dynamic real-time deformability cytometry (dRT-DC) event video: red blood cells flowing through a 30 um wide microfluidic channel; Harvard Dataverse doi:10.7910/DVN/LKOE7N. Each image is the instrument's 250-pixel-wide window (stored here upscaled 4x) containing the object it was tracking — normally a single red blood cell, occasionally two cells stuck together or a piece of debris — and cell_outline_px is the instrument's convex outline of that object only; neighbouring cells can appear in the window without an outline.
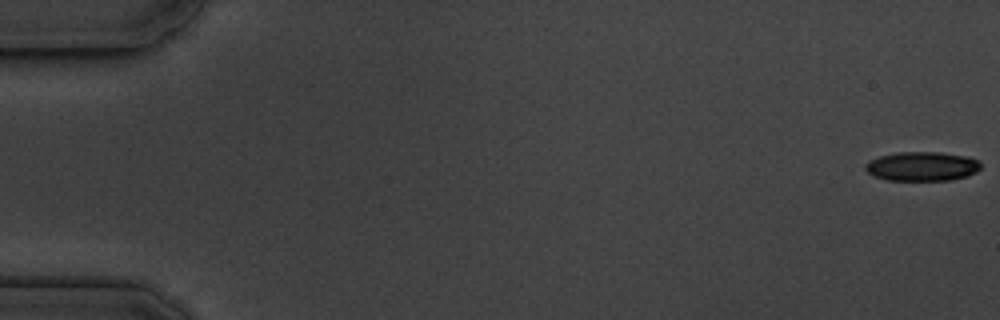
{"species": "common noctule bat (a hibernating species)", "species_latin": "Nyctalus noctula", "temperature_condition": "cold", "stored_images_in_passage": 56, "camera_frame_rate_fps": 3000, "um_per_image_px": 0.085, "animal": {"sex": "male", "body_mass_g": 19.5, "forearm_length_mm": 54.6}, "frame": {"image": 1, "passage_image": 1, "time_ms": 0.0, "image_size_px": [1000, 320], "cell_outline_px": [[980, 168], [976, 172], [968, 176], [952, 180], [888, 180], [872, 176], [864, 168], [864, 164], [868, 160], [880, 156], [896, 152], [936, 152], [964, 156], [976, 160], [980, 164]], "centroid_in_image_um": [78.32, 14.14], "position_along_channel_um": 6.7, "area_um2": 19.65}}
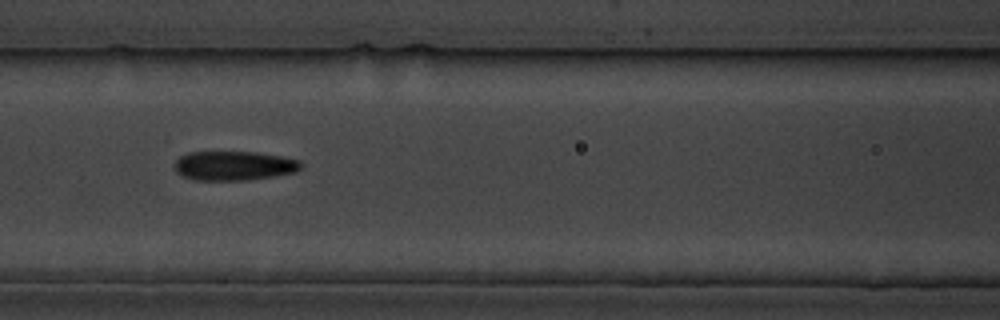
{"frame": {"image": 2, "passage_image": 25, "time_ms": 8.0, "image_size_px": [1000, 320], "cell_outline_px": [[304, 164], [296, 172], [248, 180], [192, 180], [180, 176], [176, 172], [172, 164], [180, 156], [188, 152], [256, 152], [284, 156], [300, 160]], "centroid_in_image_um": [19.86, 14.08], "position_along_channel_um": 146.7, "area_um2": 21.96}}
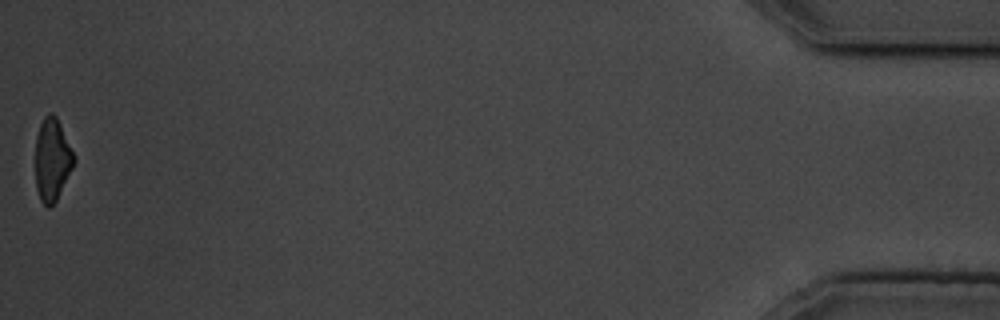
{"frame": {"image": 3, "passage_image": 56, "time_ms": 18.333, "image_size_px": [1000, 320], "cell_outline_px": [[76, 160], [56, 200], [48, 208], [40, 200], [36, 188], [36, 136], [40, 124], [44, 116], [48, 112], [52, 112], [56, 116], [60, 124]], "centroid_in_image_um": [4.42, 13.55], "position_along_channel_um": 430.8, "area_um2": 18.26}, "authors_computed_cell_mechanics": {"area_um2": 21.3282, "velocity_mm_per_s": 3.6453, "shape_relaxation_time_tau1_ms": 5.7683, "shape_relaxation_time_tau2_ms": 3.9734, "deformation_change_tau1": 0.1721, "deformation_change_tau2": 0.1256}}